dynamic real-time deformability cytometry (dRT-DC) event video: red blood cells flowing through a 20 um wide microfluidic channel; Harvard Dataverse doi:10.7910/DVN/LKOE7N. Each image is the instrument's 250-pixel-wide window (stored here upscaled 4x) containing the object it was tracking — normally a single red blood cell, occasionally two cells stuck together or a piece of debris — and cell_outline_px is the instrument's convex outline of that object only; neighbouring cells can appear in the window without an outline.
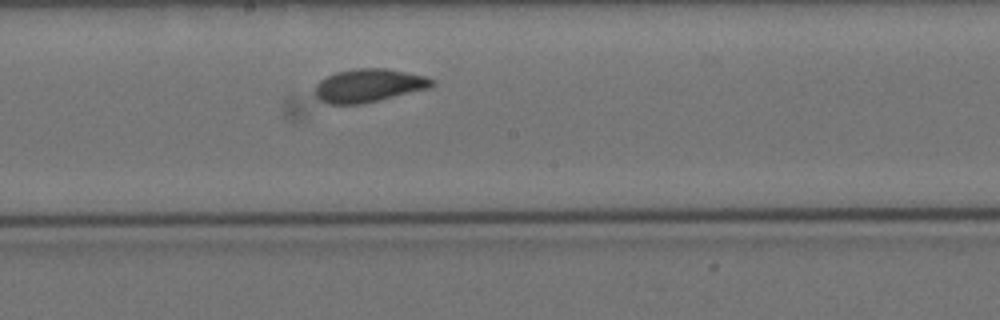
{"species": "Egyptian fruit bat (a non-hibernating species)", "species_latin": "Rousettus aegyptiacus", "temperature_condition": "cold", "stored_images_in_passage": 5, "camera_frame_rate_fps": 3000, "um_per_image_px": 0.085, "animal": {"sex": "female"}, "frame": {"image": 1, "passage_image": 5, "time_ms": 4.667, "image_size_px": [1000, 320], "cell_outline_px": [[436, 84], [432, 88], [300, 120], [288, 120], [284, 116], [284, 100], [288, 96], [336, 72], [360, 68], [384, 68], [424, 76], [432, 80]], "centroid_in_image_um": [29.92, 7.76], "position_along_channel_um": 218.3, "area_um2": 31.91}}